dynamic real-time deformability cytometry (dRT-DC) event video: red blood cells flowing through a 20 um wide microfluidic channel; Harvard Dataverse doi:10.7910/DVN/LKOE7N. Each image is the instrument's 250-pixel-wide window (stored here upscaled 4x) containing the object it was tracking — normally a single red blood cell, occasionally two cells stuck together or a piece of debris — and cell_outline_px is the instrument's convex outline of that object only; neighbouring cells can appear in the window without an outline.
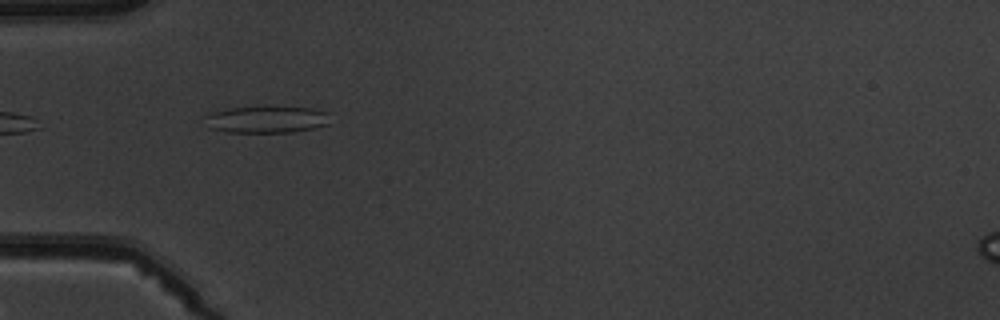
{"species": "common noctule bat (a hibernating species)", "species_latin": "Nyctalus noctula", "temperature_condition": "warm", "stored_images_in_passage": 8, "camera_frame_rate_fps": 3000, "um_per_image_px": 0.085, "animal": {"sex": "male", "body_mass_g": 19.5, "forearm_length_mm": 54.6}, "frame": {"image": 1, "passage_image": 5, "time_ms": 4.667, "image_size_px": [1000, 320], "cell_outline_px": [[328, 124], [312, 128], [292, 132], [228, 132], [208, 128], [204, 116], [212, 112], [228, 108], [312, 108], [328, 112]], "centroid_in_image_um": [22.62, 10.17], "position_along_channel_um": 62.4, "area_um2": 19.13}}
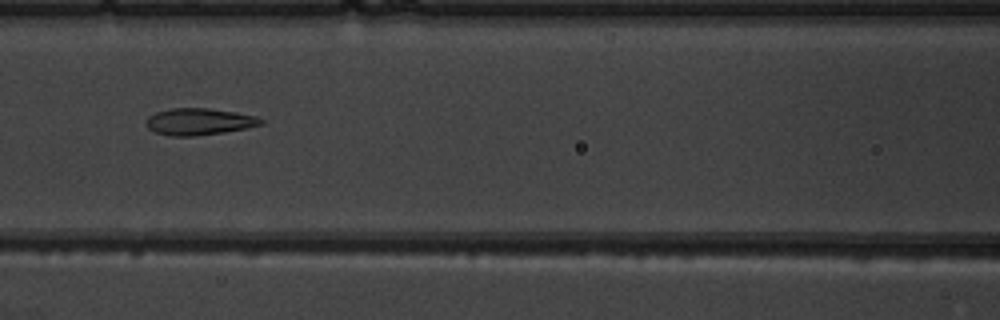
{"frame": {"image": 2, "passage_image": 7, "time_ms": 7.0, "image_size_px": [1000, 320], "cell_outline_px": [[264, 124], [248, 128], [224, 132], [196, 136], [172, 136], [156, 132], [148, 128], [144, 124], [144, 120], [148, 116], [156, 112], [172, 108], [208, 108], [236, 112], [256, 116], [264, 120]], "centroid_in_image_um": [16.92, 10.34], "position_along_channel_um": 149.7, "area_um2": 18.09}}
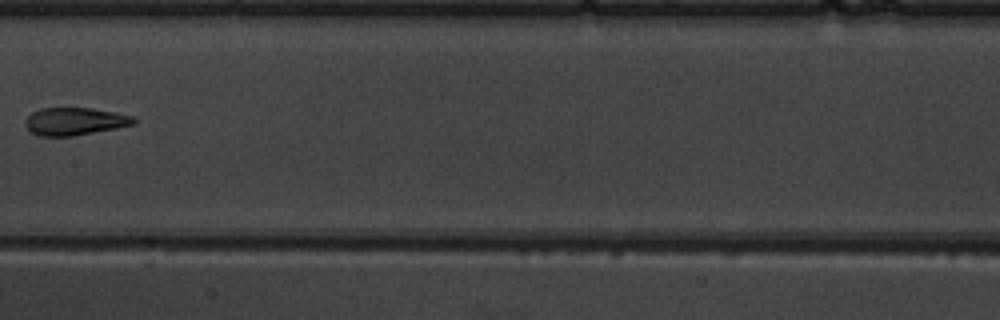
{"frame": {"image": 3, "passage_image": 8, "time_ms": 8.333, "image_size_px": [1000, 320], "cell_outline_px": [[136, 124], [116, 128], [72, 136], [40, 136], [32, 132], [28, 128], [28, 116], [32, 112], [40, 108], [92, 108], [132, 116], [136, 120]], "centroid_in_image_um": [6.39, 10.31], "position_along_channel_um": 201.0, "area_um2": 17.11}}